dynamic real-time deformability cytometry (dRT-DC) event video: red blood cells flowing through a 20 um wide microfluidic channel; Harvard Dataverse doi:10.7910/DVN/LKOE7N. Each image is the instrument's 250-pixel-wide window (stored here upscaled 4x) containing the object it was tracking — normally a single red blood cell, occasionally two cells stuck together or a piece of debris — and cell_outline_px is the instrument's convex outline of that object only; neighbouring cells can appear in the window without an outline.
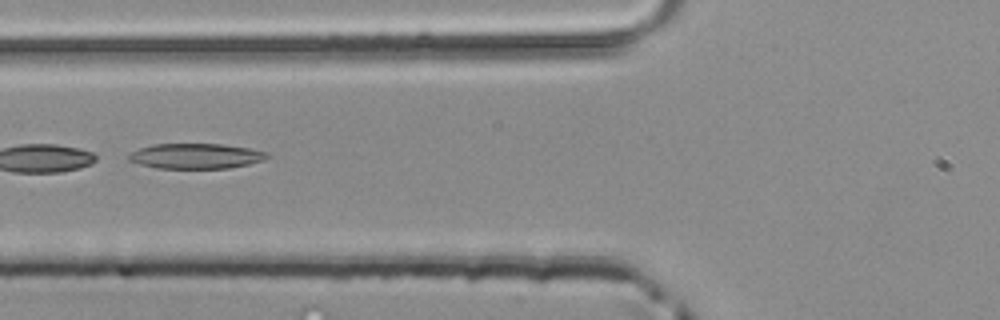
{"species": "common noctule bat (a hibernating species)", "species_latin": "Nyctalus noctula", "temperature_condition": "room temperature", "stored_images_in_passage": 48, "segment_of_instrument_passage": [2, 2], "camera_frame_rate_fps": 3000, "um_per_image_px": 0.085, "animal": {"sex": "male", "body_mass_g": 20.4}, "frame": {"image": 1, "passage_image": 19, "time_ms": 6.0, "image_size_px": [1000, 320], "cell_outline_px": [[268, 156], [264, 160], [248, 164], [228, 168], [156, 168], [140, 164], [128, 160], [128, 156], [132, 152], [140, 148], [152, 144], [220, 144], [248, 148], [268, 152]], "centroid_in_image_um": [16.64, 13.26], "position_along_channel_um": 109.2, "area_um2": 20.17}}
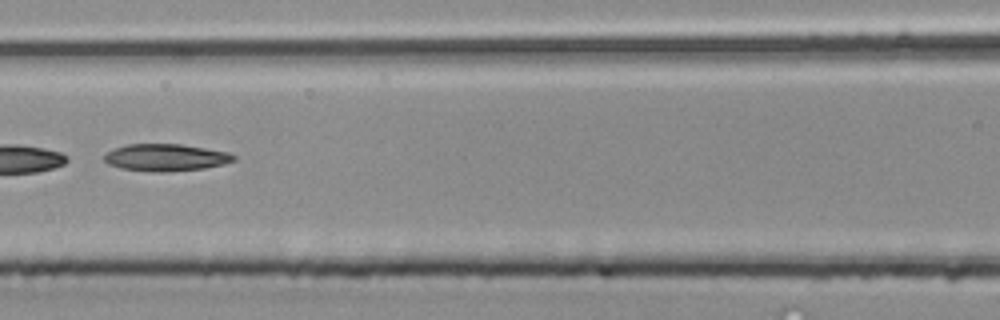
{"frame": {"image": 2, "passage_image": 22, "time_ms": 7.0, "image_size_px": [1000, 320], "cell_outline_px": [[236, 160], [224, 164], [204, 168], [164, 172], [152, 172], [120, 168], [108, 164], [104, 160], [104, 156], [112, 148], [128, 144], [180, 144], [228, 152], [236, 156]], "centroid_in_image_um": [14.07, 13.39], "position_along_channel_um": 152.5, "area_um2": 20.46}}